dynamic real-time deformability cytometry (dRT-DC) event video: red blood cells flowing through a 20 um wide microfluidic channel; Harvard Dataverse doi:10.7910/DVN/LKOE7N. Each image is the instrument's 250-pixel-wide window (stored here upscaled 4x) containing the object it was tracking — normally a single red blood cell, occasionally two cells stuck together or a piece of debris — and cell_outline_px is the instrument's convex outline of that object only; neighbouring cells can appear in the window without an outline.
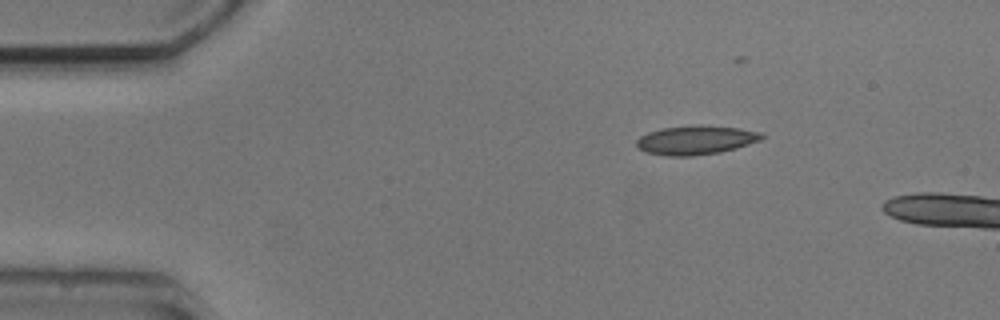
{"species": "common noctule bat (a hibernating species)", "species_latin": "Nyctalus noctula", "temperature_condition": "cold", "stored_images_in_passage": 2, "camera_frame_rate_fps": 3000, "um_per_image_px": 0.085, "animal": {"sex": "male", "body_mass_g": 20.5, "forearm_length_mm": 52.5}, "frame": {"image": 1, "passage_image": 1, "time_ms": 0.0, "image_size_px": [1000, 320], "cell_outline_px": [[764, 136], [760, 140], [736, 148], [720, 152], [692, 156], [664, 156], [644, 152], [636, 148], [636, 140], [640, 136], [648, 132], [664, 128], [692, 124], [700, 124], [740, 128], [764, 132]], "centroid_in_image_um": [59.12, 11.9], "position_along_channel_um": 25.9, "area_um2": 21.56}}